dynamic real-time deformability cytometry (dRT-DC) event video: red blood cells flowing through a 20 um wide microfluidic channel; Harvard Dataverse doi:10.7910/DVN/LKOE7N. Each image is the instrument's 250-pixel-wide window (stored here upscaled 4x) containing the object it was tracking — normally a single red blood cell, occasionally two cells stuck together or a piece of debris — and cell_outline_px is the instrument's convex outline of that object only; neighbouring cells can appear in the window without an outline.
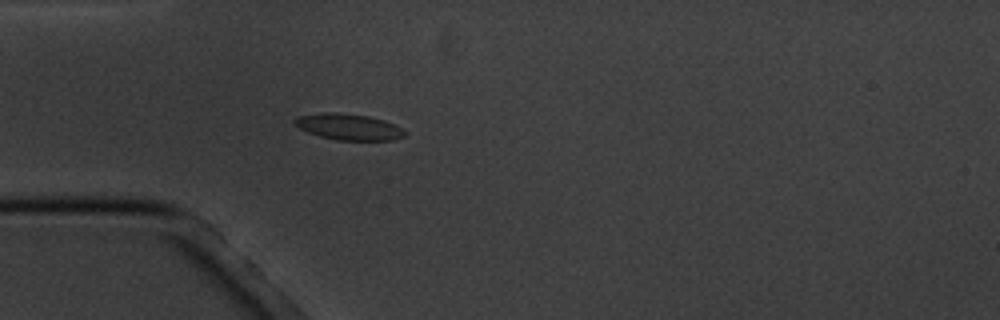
{"species": "common noctule bat (a hibernating species)", "species_latin": "Nyctalus noctula", "temperature_condition": "cold", "stored_images_in_passage": 5, "camera_frame_rate_fps": 3000, "um_per_image_px": 0.085, "animal": {"sex": "male", "body_mass_g": 20.1, "forearm_length_mm": 53.5}, "frame": {"image": 1, "passage_image": 5, "time_ms": 4.667, "image_size_px": [1000, 320], "cell_outline_px": [[408, 132], [404, 136], [392, 140], [336, 140], [320, 136], [308, 132], [292, 124], [292, 120], [296, 116], [324, 112], [336, 112], [368, 116], [384, 120], [396, 124]], "centroid_in_image_um": [29.62, 10.77], "position_along_channel_um": 55.4, "area_um2": 16.99}}